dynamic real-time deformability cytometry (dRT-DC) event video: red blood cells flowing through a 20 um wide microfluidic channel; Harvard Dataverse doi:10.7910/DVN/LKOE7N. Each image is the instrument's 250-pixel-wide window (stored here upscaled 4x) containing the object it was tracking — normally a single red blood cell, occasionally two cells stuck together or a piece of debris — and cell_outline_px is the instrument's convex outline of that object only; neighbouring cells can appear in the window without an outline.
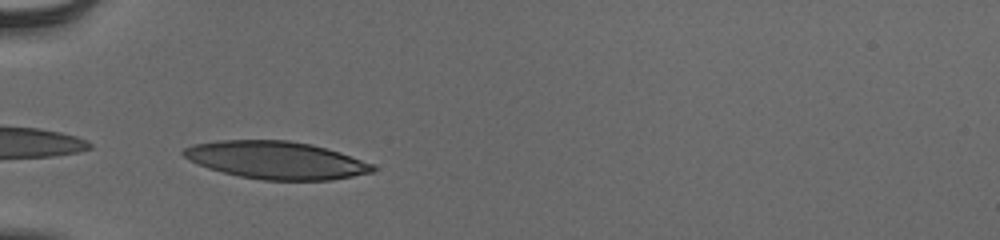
{"species": "human", "species_latin": "Homo sapiens", "temperature_condition": "cold", "stored_images_in_passage": 34, "camera_frame_rate_fps": 3000, "um_per_image_px": 0.085, "donor": {"sex": "male"}, "frame": {"image": 1, "passage_image": 1, "time_ms": 0.0, "image_size_px": [1000, 240], "cell_outline_px": [[376, 172], [332, 180], [264, 180], [240, 176], [208, 168], [184, 156], [180, 152], [184, 148], [192, 144], [216, 140], [288, 140], [312, 144], [340, 152], [372, 164], [376, 168]], "centroid_in_image_um": [23.49, 13.6], "position_along_channel_um": 61.5, "area_um2": 41.44}}
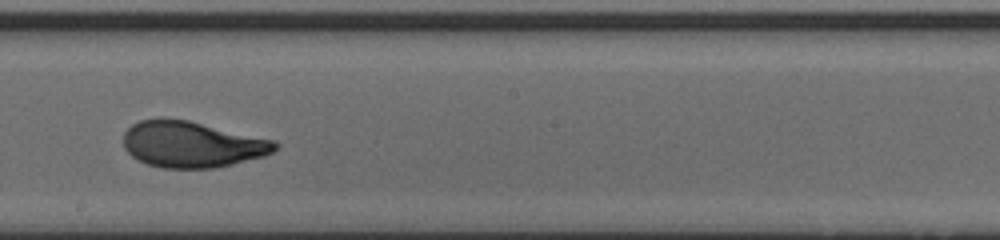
{"frame": {"image": 2, "passage_image": 15, "time_ms": 4.667, "image_size_px": [1000, 240], "cell_outline_px": [[280, 144], [272, 152], [264, 156], [216, 168], [164, 168], [148, 164], [132, 156], [124, 148], [124, 132], [132, 124], [140, 120], [164, 116], [188, 120], [276, 140]], "centroid_in_image_um": [16.32, 12.25], "position_along_channel_um": 231.9, "area_um2": 41.1}}
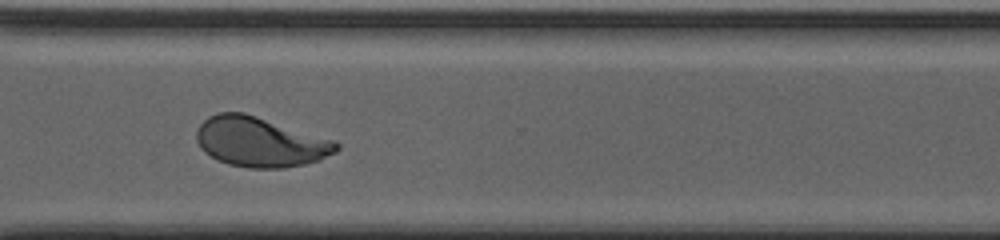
{"frame": {"image": 3, "passage_image": 24, "time_ms": 7.667, "image_size_px": [1000, 240], "cell_outline_px": [[340, 148], [336, 152], [320, 160], [304, 164], [284, 168], [248, 168], [228, 164], [204, 152], [200, 148], [196, 140], [196, 132], [200, 124], [208, 116], [220, 112], [244, 112], [336, 140], [340, 144]], "centroid_in_image_um": [22.14, 12.06], "position_along_channel_um": 348.5, "area_um2": 40.86}, "authors_computed_cell_mechanics": {"area_um2": 40.6045, "velocity_mm_per_s": 3.8659, "shape_relaxation_time_tau1_ms": 3.8073, "shape_relaxation_time_tau2_ms": 0.8107, "deformation_change_tau1": 0.1973, "deformation_change_tau2": 0.0612}}